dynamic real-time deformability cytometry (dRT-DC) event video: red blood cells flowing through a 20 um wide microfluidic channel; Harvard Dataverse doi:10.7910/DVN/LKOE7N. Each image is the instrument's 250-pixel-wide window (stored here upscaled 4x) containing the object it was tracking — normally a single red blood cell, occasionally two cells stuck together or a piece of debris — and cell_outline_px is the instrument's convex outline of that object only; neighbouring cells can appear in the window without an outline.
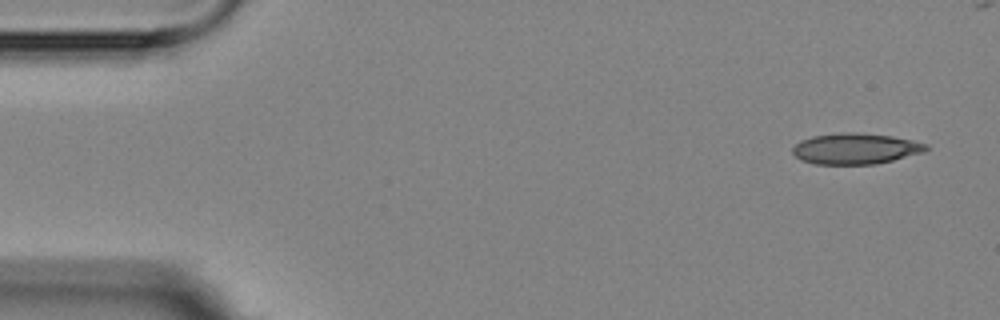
{"species": "Egyptian fruit bat (a non-hibernating species)", "species_latin": "Rousettus aegyptiacus", "temperature_condition": "room temperature", "stored_images_in_passage": 14, "camera_frame_rate_fps": 3000, "um_per_image_px": 0.085, "animal": {"sex": "female"}, "frame": {"image": 1, "passage_image": 1, "time_ms": 0.0, "image_size_px": [1000, 320], "cell_outline_px": [[928, 148], [924, 152], [876, 164], [812, 164], [800, 160], [792, 152], [792, 148], [800, 140], [812, 136], [840, 132], [860, 132], [892, 136], [912, 140], [928, 144]], "centroid_in_image_um": [72.69, 12.63], "position_along_channel_um": 12.3, "area_um2": 24.22}}
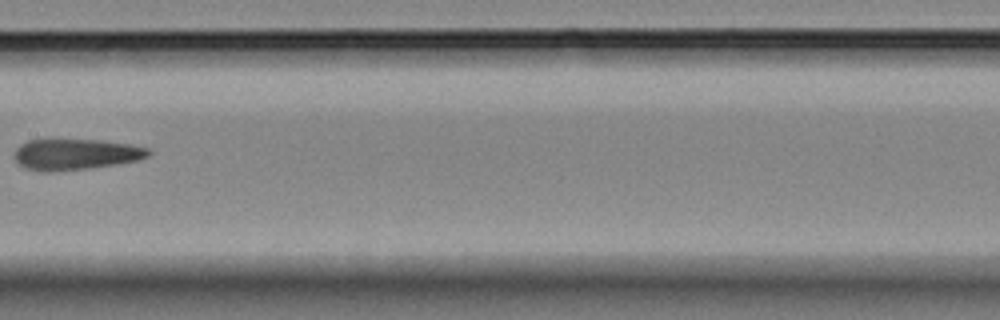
{"frame": {"image": 2, "passage_image": 8, "time_ms": 8.333, "image_size_px": [1000, 320], "cell_outline_px": [[152, 152], [148, 156], [136, 160], [116, 164], [88, 168], [52, 172], [44, 172], [24, 168], [12, 156], [12, 152], [20, 144], [28, 140], [48, 136], [52, 136], [100, 140], [128, 144], [148, 148]], "centroid_in_image_um": [6.31, 13.06], "position_along_channel_um": 201.1, "area_um2": 25.26}}
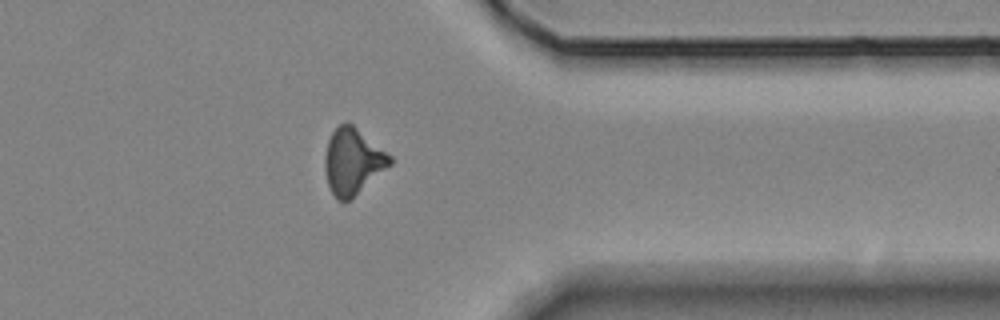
{"frame": {"image": 3, "passage_image": 13, "time_ms": 13.667, "image_size_px": [1000, 320], "cell_outline_px": [[392, 164], [348, 200], [336, 200], [328, 184], [324, 168], [324, 156], [328, 140], [332, 132], [344, 120], [348, 120], [392, 156]], "centroid_in_image_um": [29.97, 13.66], "position_along_channel_um": 381.4, "area_um2": 24.91}}